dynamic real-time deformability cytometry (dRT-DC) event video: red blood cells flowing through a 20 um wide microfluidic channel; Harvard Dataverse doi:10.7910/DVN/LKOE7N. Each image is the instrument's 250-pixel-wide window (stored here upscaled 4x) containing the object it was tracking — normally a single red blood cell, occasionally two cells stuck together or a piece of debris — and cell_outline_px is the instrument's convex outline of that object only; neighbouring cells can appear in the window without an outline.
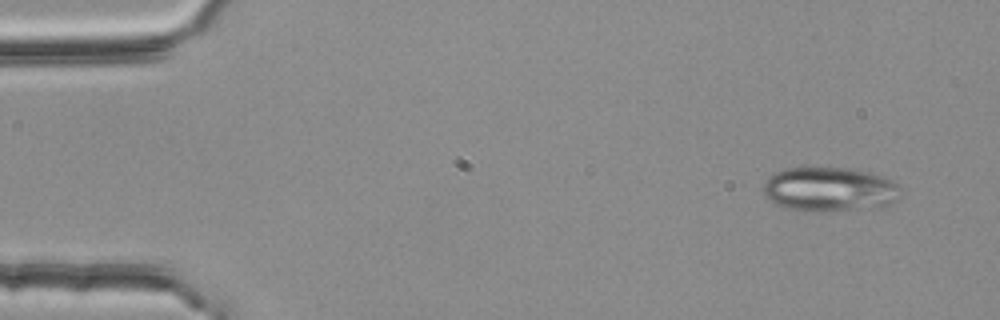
{"species": "common noctule bat (a hibernating species)", "species_latin": "Nyctalus noctula", "temperature_condition": "room temperature", "stored_images_in_passage": 3, "camera_frame_rate_fps": 3000, "um_per_image_px": 0.085, "animal": {"sex": "female", "body_mass_g": 25.1}, "frame": {"image": 1, "passage_image": 1, "time_ms": 0.0, "image_size_px": [1000, 320], "cell_outline_px": [[900, 188], [896, 200], [888, 204], [868, 208], [820, 212], [804, 212], [784, 208], [776, 204], [764, 196], [764, 180], [772, 172], [784, 168], [844, 168], [864, 172], [880, 176], [896, 184]], "centroid_in_image_um": [70.39, 16.11], "position_along_channel_um": 14.6, "area_um2": 35.37}}